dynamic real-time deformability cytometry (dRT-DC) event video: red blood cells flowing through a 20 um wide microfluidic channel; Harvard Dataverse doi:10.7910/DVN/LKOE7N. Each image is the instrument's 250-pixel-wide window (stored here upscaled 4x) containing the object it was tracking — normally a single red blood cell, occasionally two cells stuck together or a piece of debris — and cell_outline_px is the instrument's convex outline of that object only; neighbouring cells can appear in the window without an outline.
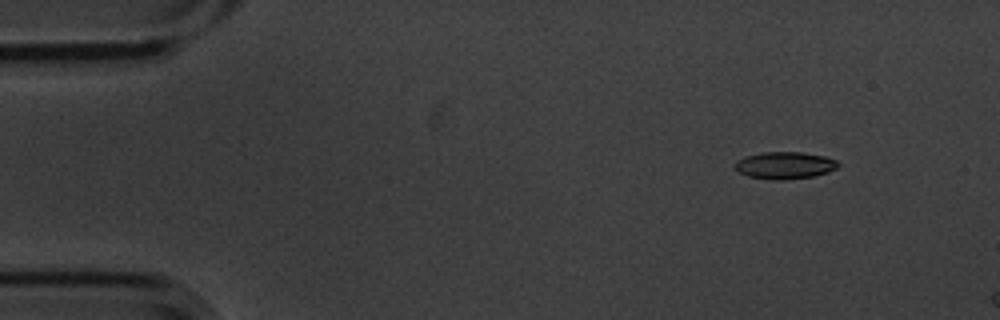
{"species": "common noctule bat (a hibernating species)", "species_latin": "Nyctalus noctula", "temperature_condition": "cold", "stored_images_in_passage": 6, "segment_of_instrument_passage": [2, 2], "camera_frame_rate_fps": 3000, "um_per_image_px": 0.085, "animal": {"sex": "male", "body_mass_g": 20.1, "forearm_length_mm": 53.5}, "frame": {"image": 1, "passage_image": 6, "time_ms": 1.667, "image_size_px": [1000, 320], "cell_outline_px": [[840, 164], [836, 168], [828, 172], [812, 176], [784, 180], [772, 180], [748, 176], [740, 172], [736, 168], [736, 160], [744, 156], [764, 152], [804, 152], [824, 156], [836, 160]], "centroid_in_image_um": [66.71, 14.05], "position_along_channel_um": 18.3, "area_um2": 16.24}}